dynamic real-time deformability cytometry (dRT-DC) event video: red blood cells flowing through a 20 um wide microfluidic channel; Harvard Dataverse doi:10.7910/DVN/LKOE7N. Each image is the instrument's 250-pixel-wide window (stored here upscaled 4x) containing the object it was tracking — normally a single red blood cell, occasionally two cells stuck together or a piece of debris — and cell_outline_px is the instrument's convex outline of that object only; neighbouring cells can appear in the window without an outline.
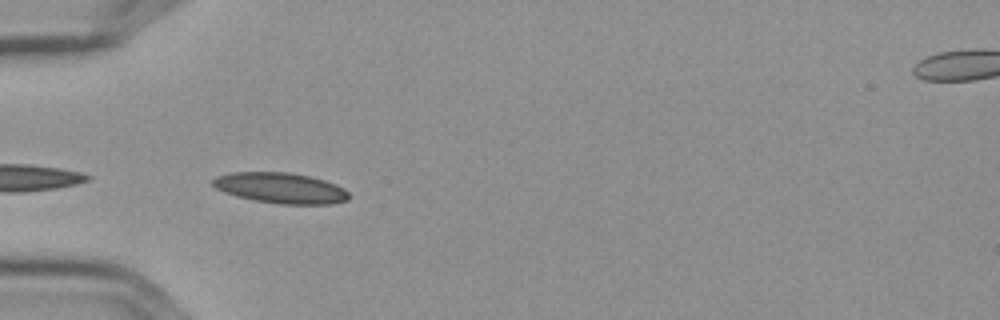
{"species": "Egyptian fruit bat (a non-hibernating species)", "species_latin": "Rousettus aegyptiacus", "temperature_condition": "cold", "stored_images_in_passage": 5, "camera_frame_rate_fps": 3000, "um_per_image_px": 0.085, "frame": {"image": 1, "passage_image": 4, "time_ms": 1.0, "image_size_px": [1000, 320], "cell_outline_px": [[348, 200], [332, 204], [280, 204], [256, 200], [236, 196], [224, 192], [216, 188], [212, 184], [212, 180], [216, 176], [232, 172], [288, 172], [308, 176], [324, 180], [336, 184], [344, 188], [348, 192]], "centroid_in_image_um": [23.85, 15.98], "position_along_channel_um": 61.1, "area_um2": 24.22}}
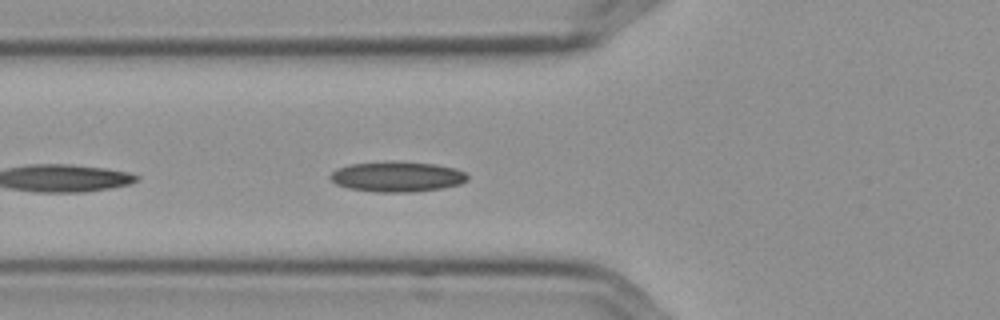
{"frame": {"image": 2, "passage_image": 5, "time_ms": 1.333, "image_size_px": [1000, 320], "cell_outline_px": [[468, 180], [460, 184], [440, 188], [412, 192], [376, 192], [348, 188], [336, 184], [328, 176], [336, 168], [348, 164], [392, 160], [436, 164], [456, 168], [464, 172], [468, 176]], "centroid_in_image_um": [33.73, 15.0], "position_along_channel_um": 92.1, "area_um2": 24.57}}